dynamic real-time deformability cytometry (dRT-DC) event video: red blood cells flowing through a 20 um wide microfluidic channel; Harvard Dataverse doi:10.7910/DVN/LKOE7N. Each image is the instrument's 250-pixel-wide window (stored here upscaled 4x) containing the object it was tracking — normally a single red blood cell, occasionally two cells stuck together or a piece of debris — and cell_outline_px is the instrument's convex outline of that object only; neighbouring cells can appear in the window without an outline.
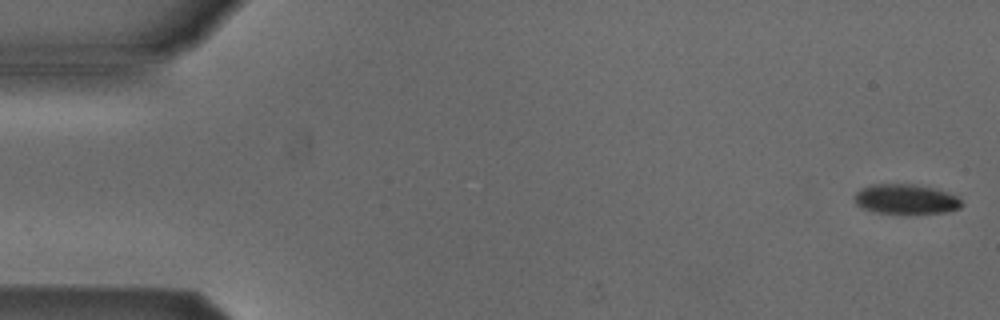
{"species": "Egyptian fruit bat (a non-hibernating species)", "species_latin": "Rousettus aegyptiacus", "temperature_condition": "cold", "stored_images_in_passage": 5, "camera_frame_rate_fps": 3000, "um_per_image_px": 0.085, "animal": {"sex": "male"}, "frame": {"image": 1, "passage_image": 1, "time_ms": 0.0, "image_size_px": [1000, 320], "cell_outline_px": [[964, 204], [960, 208], [944, 212], [908, 216], [872, 212], [860, 208], [856, 204], [852, 196], [860, 188], [872, 184], [912, 184], [932, 188], [948, 192], [956, 196]], "centroid_in_image_um": [76.94, 16.97], "position_along_channel_um": 8.1, "area_um2": 19.48}}